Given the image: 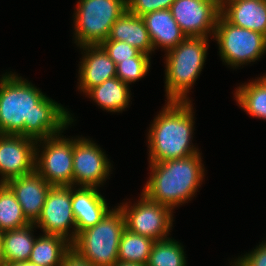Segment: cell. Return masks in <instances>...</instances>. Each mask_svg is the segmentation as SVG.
Returning a JSON list of instances; mask_svg holds the SVG:
<instances>
[{"label": "cell", "mask_w": 266, "mask_h": 266, "mask_svg": "<svg viewBox=\"0 0 266 266\" xmlns=\"http://www.w3.org/2000/svg\"><path fill=\"white\" fill-rule=\"evenodd\" d=\"M73 121L67 109L22 76L10 71L0 78V134L37 141L63 133Z\"/></svg>", "instance_id": "1"}, {"label": "cell", "mask_w": 266, "mask_h": 266, "mask_svg": "<svg viewBox=\"0 0 266 266\" xmlns=\"http://www.w3.org/2000/svg\"><path fill=\"white\" fill-rule=\"evenodd\" d=\"M166 102L149 129V162L180 159L200 153L192 144L193 104L191 101Z\"/></svg>", "instance_id": "2"}, {"label": "cell", "mask_w": 266, "mask_h": 266, "mask_svg": "<svg viewBox=\"0 0 266 266\" xmlns=\"http://www.w3.org/2000/svg\"><path fill=\"white\" fill-rule=\"evenodd\" d=\"M201 153L163 162H149L150 178L142 193L172 210L188 203L200 188L205 168Z\"/></svg>", "instance_id": "3"}, {"label": "cell", "mask_w": 266, "mask_h": 266, "mask_svg": "<svg viewBox=\"0 0 266 266\" xmlns=\"http://www.w3.org/2000/svg\"><path fill=\"white\" fill-rule=\"evenodd\" d=\"M208 41L205 37H186L176 47L165 53L167 101H191L187 94L204 67Z\"/></svg>", "instance_id": "4"}, {"label": "cell", "mask_w": 266, "mask_h": 266, "mask_svg": "<svg viewBox=\"0 0 266 266\" xmlns=\"http://www.w3.org/2000/svg\"><path fill=\"white\" fill-rule=\"evenodd\" d=\"M125 218L118 206L110 209L93 227L80 231L71 243L93 266H113L118 261L119 243Z\"/></svg>", "instance_id": "5"}, {"label": "cell", "mask_w": 266, "mask_h": 266, "mask_svg": "<svg viewBox=\"0 0 266 266\" xmlns=\"http://www.w3.org/2000/svg\"><path fill=\"white\" fill-rule=\"evenodd\" d=\"M75 10L74 43L78 47L100 45L127 10V0H79Z\"/></svg>", "instance_id": "6"}, {"label": "cell", "mask_w": 266, "mask_h": 266, "mask_svg": "<svg viewBox=\"0 0 266 266\" xmlns=\"http://www.w3.org/2000/svg\"><path fill=\"white\" fill-rule=\"evenodd\" d=\"M219 55L232 68L255 62L266 53V36L229 23L221 14L214 30Z\"/></svg>", "instance_id": "7"}, {"label": "cell", "mask_w": 266, "mask_h": 266, "mask_svg": "<svg viewBox=\"0 0 266 266\" xmlns=\"http://www.w3.org/2000/svg\"><path fill=\"white\" fill-rule=\"evenodd\" d=\"M63 137L61 133L36 141L35 171L51 186H73L75 139ZM38 142L42 145L43 150L38 148V146L40 147Z\"/></svg>", "instance_id": "8"}, {"label": "cell", "mask_w": 266, "mask_h": 266, "mask_svg": "<svg viewBox=\"0 0 266 266\" xmlns=\"http://www.w3.org/2000/svg\"><path fill=\"white\" fill-rule=\"evenodd\" d=\"M121 204L119 207L125 218L126 229L154 241L170 238L167 236L173 225L171 208L147 198L143 193L133 206Z\"/></svg>", "instance_id": "9"}, {"label": "cell", "mask_w": 266, "mask_h": 266, "mask_svg": "<svg viewBox=\"0 0 266 266\" xmlns=\"http://www.w3.org/2000/svg\"><path fill=\"white\" fill-rule=\"evenodd\" d=\"M35 226L44 234L59 235L69 242L76 239V221L72 211L71 186H52ZM73 229L70 234V229ZM69 236V237H68Z\"/></svg>", "instance_id": "10"}, {"label": "cell", "mask_w": 266, "mask_h": 266, "mask_svg": "<svg viewBox=\"0 0 266 266\" xmlns=\"http://www.w3.org/2000/svg\"><path fill=\"white\" fill-rule=\"evenodd\" d=\"M170 11L186 37L208 38L214 35L221 3L218 0H175Z\"/></svg>", "instance_id": "11"}, {"label": "cell", "mask_w": 266, "mask_h": 266, "mask_svg": "<svg viewBox=\"0 0 266 266\" xmlns=\"http://www.w3.org/2000/svg\"><path fill=\"white\" fill-rule=\"evenodd\" d=\"M111 163L104 151L90 139L75 138L73 145V186L95 187L105 183Z\"/></svg>", "instance_id": "12"}, {"label": "cell", "mask_w": 266, "mask_h": 266, "mask_svg": "<svg viewBox=\"0 0 266 266\" xmlns=\"http://www.w3.org/2000/svg\"><path fill=\"white\" fill-rule=\"evenodd\" d=\"M36 140L13 134H0V183L35 171Z\"/></svg>", "instance_id": "13"}, {"label": "cell", "mask_w": 266, "mask_h": 266, "mask_svg": "<svg viewBox=\"0 0 266 266\" xmlns=\"http://www.w3.org/2000/svg\"><path fill=\"white\" fill-rule=\"evenodd\" d=\"M15 194L23 213L30 223H35L42 211L51 185L36 171L12 178L5 183Z\"/></svg>", "instance_id": "14"}, {"label": "cell", "mask_w": 266, "mask_h": 266, "mask_svg": "<svg viewBox=\"0 0 266 266\" xmlns=\"http://www.w3.org/2000/svg\"><path fill=\"white\" fill-rule=\"evenodd\" d=\"M82 60L78 73V89L87 93L91 88L116 77V64L101 45H83Z\"/></svg>", "instance_id": "15"}, {"label": "cell", "mask_w": 266, "mask_h": 266, "mask_svg": "<svg viewBox=\"0 0 266 266\" xmlns=\"http://www.w3.org/2000/svg\"><path fill=\"white\" fill-rule=\"evenodd\" d=\"M71 186L72 211L76 221V236L80 231L98 224L110 210L106 199L95 187Z\"/></svg>", "instance_id": "16"}, {"label": "cell", "mask_w": 266, "mask_h": 266, "mask_svg": "<svg viewBox=\"0 0 266 266\" xmlns=\"http://www.w3.org/2000/svg\"><path fill=\"white\" fill-rule=\"evenodd\" d=\"M220 14L234 26L266 36V0H224Z\"/></svg>", "instance_id": "17"}, {"label": "cell", "mask_w": 266, "mask_h": 266, "mask_svg": "<svg viewBox=\"0 0 266 266\" xmlns=\"http://www.w3.org/2000/svg\"><path fill=\"white\" fill-rule=\"evenodd\" d=\"M141 17L148 30L153 52L157 47H161L167 52L186 38L174 20L170 9L149 12Z\"/></svg>", "instance_id": "18"}, {"label": "cell", "mask_w": 266, "mask_h": 266, "mask_svg": "<svg viewBox=\"0 0 266 266\" xmlns=\"http://www.w3.org/2000/svg\"><path fill=\"white\" fill-rule=\"evenodd\" d=\"M106 40L127 42L147 55L153 51L148 30L141 16L126 10L112 25Z\"/></svg>", "instance_id": "19"}, {"label": "cell", "mask_w": 266, "mask_h": 266, "mask_svg": "<svg viewBox=\"0 0 266 266\" xmlns=\"http://www.w3.org/2000/svg\"><path fill=\"white\" fill-rule=\"evenodd\" d=\"M129 87L117 77H113L91 88L86 95L108 112H122L128 108L130 102Z\"/></svg>", "instance_id": "20"}, {"label": "cell", "mask_w": 266, "mask_h": 266, "mask_svg": "<svg viewBox=\"0 0 266 266\" xmlns=\"http://www.w3.org/2000/svg\"><path fill=\"white\" fill-rule=\"evenodd\" d=\"M35 224L2 232L4 263L28 261L33 249ZM33 231V232H32Z\"/></svg>", "instance_id": "21"}, {"label": "cell", "mask_w": 266, "mask_h": 266, "mask_svg": "<svg viewBox=\"0 0 266 266\" xmlns=\"http://www.w3.org/2000/svg\"><path fill=\"white\" fill-rule=\"evenodd\" d=\"M71 248V242L59 235L44 234L37 237L29 260L40 266H61L64 254Z\"/></svg>", "instance_id": "22"}, {"label": "cell", "mask_w": 266, "mask_h": 266, "mask_svg": "<svg viewBox=\"0 0 266 266\" xmlns=\"http://www.w3.org/2000/svg\"><path fill=\"white\" fill-rule=\"evenodd\" d=\"M234 97L250 116L266 120V84L259 77L236 88Z\"/></svg>", "instance_id": "23"}, {"label": "cell", "mask_w": 266, "mask_h": 266, "mask_svg": "<svg viewBox=\"0 0 266 266\" xmlns=\"http://www.w3.org/2000/svg\"><path fill=\"white\" fill-rule=\"evenodd\" d=\"M155 241L124 229L120 238L118 261L146 265Z\"/></svg>", "instance_id": "24"}, {"label": "cell", "mask_w": 266, "mask_h": 266, "mask_svg": "<svg viewBox=\"0 0 266 266\" xmlns=\"http://www.w3.org/2000/svg\"><path fill=\"white\" fill-rule=\"evenodd\" d=\"M30 224L15 194L5 184L0 183V231L18 229Z\"/></svg>", "instance_id": "25"}, {"label": "cell", "mask_w": 266, "mask_h": 266, "mask_svg": "<svg viewBox=\"0 0 266 266\" xmlns=\"http://www.w3.org/2000/svg\"><path fill=\"white\" fill-rule=\"evenodd\" d=\"M183 246L173 238L155 241L147 266H187Z\"/></svg>", "instance_id": "26"}, {"label": "cell", "mask_w": 266, "mask_h": 266, "mask_svg": "<svg viewBox=\"0 0 266 266\" xmlns=\"http://www.w3.org/2000/svg\"><path fill=\"white\" fill-rule=\"evenodd\" d=\"M151 57H132L116 65V77L123 83L131 84L147 75Z\"/></svg>", "instance_id": "27"}, {"label": "cell", "mask_w": 266, "mask_h": 266, "mask_svg": "<svg viewBox=\"0 0 266 266\" xmlns=\"http://www.w3.org/2000/svg\"><path fill=\"white\" fill-rule=\"evenodd\" d=\"M107 52L109 57L117 65L121 61L131 60L132 57H149L145 53H142L137 48L132 47L127 42L104 40L100 44Z\"/></svg>", "instance_id": "28"}, {"label": "cell", "mask_w": 266, "mask_h": 266, "mask_svg": "<svg viewBox=\"0 0 266 266\" xmlns=\"http://www.w3.org/2000/svg\"><path fill=\"white\" fill-rule=\"evenodd\" d=\"M175 0H127V10L137 16H143L149 12L170 9Z\"/></svg>", "instance_id": "29"}, {"label": "cell", "mask_w": 266, "mask_h": 266, "mask_svg": "<svg viewBox=\"0 0 266 266\" xmlns=\"http://www.w3.org/2000/svg\"><path fill=\"white\" fill-rule=\"evenodd\" d=\"M231 264L232 266H266V242L262 241L253 251L238 257Z\"/></svg>", "instance_id": "30"}, {"label": "cell", "mask_w": 266, "mask_h": 266, "mask_svg": "<svg viewBox=\"0 0 266 266\" xmlns=\"http://www.w3.org/2000/svg\"><path fill=\"white\" fill-rule=\"evenodd\" d=\"M61 266H93L86 258L81 256L74 248H70L63 256Z\"/></svg>", "instance_id": "31"}, {"label": "cell", "mask_w": 266, "mask_h": 266, "mask_svg": "<svg viewBox=\"0 0 266 266\" xmlns=\"http://www.w3.org/2000/svg\"><path fill=\"white\" fill-rule=\"evenodd\" d=\"M2 266H40L38 264L32 263L30 261H24V262H9L4 263Z\"/></svg>", "instance_id": "32"}, {"label": "cell", "mask_w": 266, "mask_h": 266, "mask_svg": "<svg viewBox=\"0 0 266 266\" xmlns=\"http://www.w3.org/2000/svg\"><path fill=\"white\" fill-rule=\"evenodd\" d=\"M113 266H147V265L139 264V263H132V262L117 261Z\"/></svg>", "instance_id": "33"}, {"label": "cell", "mask_w": 266, "mask_h": 266, "mask_svg": "<svg viewBox=\"0 0 266 266\" xmlns=\"http://www.w3.org/2000/svg\"><path fill=\"white\" fill-rule=\"evenodd\" d=\"M4 264L3 258V243H2V232L0 231V266Z\"/></svg>", "instance_id": "34"}, {"label": "cell", "mask_w": 266, "mask_h": 266, "mask_svg": "<svg viewBox=\"0 0 266 266\" xmlns=\"http://www.w3.org/2000/svg\"><path fill=\"white\" fill-rule=\"evenodd\" d=\"M266 84V74L264 76L259 77Z\"/></svg>", "instance_id": "35"}]
</instances>
